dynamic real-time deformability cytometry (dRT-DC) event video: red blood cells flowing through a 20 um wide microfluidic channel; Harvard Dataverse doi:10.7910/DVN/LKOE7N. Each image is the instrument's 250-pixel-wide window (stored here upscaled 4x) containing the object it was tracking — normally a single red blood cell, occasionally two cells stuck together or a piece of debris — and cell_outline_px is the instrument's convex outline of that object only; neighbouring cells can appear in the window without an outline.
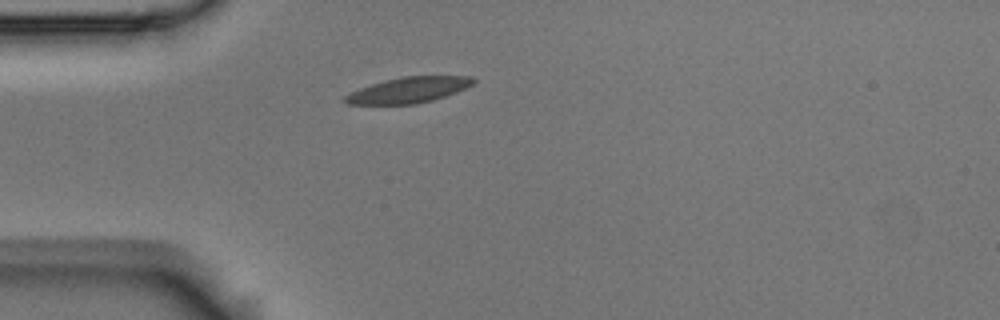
{"species": "Egyptian fruit bat (a non-hibernating species)", "species_latin": "Rousettus aegyptiacus", "temperature_condition": "room temperature", "stored_images_in_passage": 1, "camera_frame_rate_fps": 3000, "um_per_image_px": 0.085, "animal": {"sex": "male"}, "frame": {"image": 1, "passage_image": 1, "time_ms": 0.0, "image_size_px": [1000, 320], "cell_outline_px": [[476, 80], [472, 84], [456, 92], [432, 100], [416, 104], [348, 104], [340, 100], [344, 96], [360, 88], [384, 80], [404, 76], [472, 76]], "centroid_in_image_um": [34.7, 7.65], "position_along_channel_um": 50.3, "area_um2": 19.07}}